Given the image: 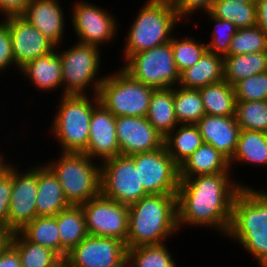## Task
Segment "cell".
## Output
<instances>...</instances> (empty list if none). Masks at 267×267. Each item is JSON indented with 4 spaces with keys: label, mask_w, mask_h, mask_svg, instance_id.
I'll list each match as a JSON object with an SVG mask.
<instances>
[{
    "label": "cell",
    "mask_w": 267,
    "mask_h": 267,
    "mask_svg": "<svg viewBox=\"0 0 267 267\" xmlns=\"http://www.w3.org/2000/svg\"><path fill=\"white\" fill-rule=\"evenodd\" d=\"M242 186L248 185L231 180L230 173L180 178L177 191L178 229L184 224L212 227L226 236L231 223L234 197Z\"/></svg>",
    "instance_id": "6da1fadb"
},
{
    "label": "cell",
    "mask_w": 267,
    "mask_h": 267,
    "mask_svg": "<svg viewBox=\"0 0 267 267\" xmlns=\"http://www.w3.org/2000/svg\"><path fill=\"white\" fill-rule=\"evenodd\" d=\"M267 51V34L257 25L237 29L233 36L228 55H241Z\"/></svg>",
    "instance_id": "8d00e7d4"
},
{
    "label": "cell",
    "mask_w": 267,
    "mask_h": 267,
    "mask_svg": "<svg viewBox=\"0 0 267 267\" xmlns=\"http://www.w3.org/2000/svg\"><path fill=\"white\" fill-rule=\"evenodd\" d=\"M254 256L259 267H267V192L242 186L232 205L226 234Z\"/></svg>",
    "instance_id": "3957f363"
},
{
    "label": "cell",
    "mask_w": 267,
    "mask_h": 267,
    "mask_svg": "<svg viewBox=\"0 0 267 267\" xmlns=\"http://www.w3.org/2000/svg\"><path fill=\"white\" fill-rule=\"evenodd\" d=\"M227 1H233L241 4H256V0H227Z\"/></svg>",
    "instance_id": "816d5d0a"
},
{
    "label": "cell",
    "mask_w": 267,
    "mask_h": 267,
    "mask_svg": "<svg viewBox=\"0 0 267 267\" xmlns=\"http://www.w3.org/2000/svg\"><path fill=\"white\" fill-rule=\"evenodd\" d=\"M12 233L0 226V253L6 248V246L10 243Z\"/></svg>",
    "instance_id": "7dc6e473"
},
{
    "label": "cell",
    "mask_w": 267,
    "mask_h": 267,
    "mask_svg": "<svg viewBox=\"0 0 267 267\" xmlns=\"http://www.w3.org/2000/svg\"><path fill=\"white\" fill-rule=\"evenodd\" d=\"M77 43V44H76ZM71 48L59 51L62 65V95H88L86 89L97 95L105 76L98 77L100 71L101 54L98 46L76 42ZM98 77V78H97ZM90 86V88H89Z\"/></svg>",
    "instance_id": "52a82bcc"
},
{
    "label": "cell",
    "mask_w": 267,
    "mask_h": 267,
    "mask_svg": "<svg viewBox=\"0 0 267 267\" xmlns=\"http://www.w3.org/2000/svg\"><path fill=\"white\" fill-rule=\"evenodd\" d=\"M19 233L29 242L48 247L61 256V241L56 216H37Z\"/></svg>",
    "instance_id": "4dcf8cb0"
},
{
    "label": "cell",
    "mask_w": 267,
    "mask_h": 267,
    "mask_svg": "<svg viewBox=\"0 0 267 267\" xmlns=\"http://www.w3.org/2000/svg\"><path fill=\"white\" fill-rule=\"evenodd\" d=\"M51 267H73L71 262L66 257H61L53 266Z\"/></svg>",
    "instance_id": "c3c4849f"
},
{
    "label": "cell",
    "mask_w": 267,
    "mask_h": 267,
    "mask_svg": "<svg viewBox=\"0 0 267 267\" xmlns=\"http://www.w3.org/2000/svg\"><path fill=\"white\" fill-rule=\"evenodd\" d=\"M154 90L120 67L118 72L105 76L97 95L99 102L115 117H146Z\"/></svg>",
    "instance_id": "ba28073f"
},
{
    "label": "cell",
    "mask_w": 267,
    "mask_h": 267,
    "mask_svg": "<svg viewBox=\"0 0 267 267\" xmlns=\"http://www.w3.org/2000/svg\"><path fill=\"white\" fill-rule=\"evenodd\" d=\"M205 113L213 116H235L234 86L222 80L199 89Z\"/></svg>",
    "instance_id": "f546056e"
},
{
    "label": "cell",
    "mask_w": 267,
    "mask_h": 267,
    "mask_svg": "<svg viewBox=\"0 0 267 267\" xmlns=\"http://www.w3.org/2000/svg\"><path fill=\"white\" fill-rule=\"evenodd\" d=\"M59 155L58 160H50L46 165L56 175L70 205L84 204L101 193L99 163L84 153Z\"/></svg>",
    "instance_id": "8992f818"
},
{
    "label": "cell",
    "mask_w": 267,
    "mask_h": 267,
    "mask_svg": "<svg viewBox=\"0 0 267 267\" xmlns=\"http://www.w3.org/2000/svg\"><path fill=\"white\" fill-rule=\"evenodd\" d=\"M19 71L42 91L51 92L63 87L61 59L56 48L44 56L27 62Z\"/></svg>",
    "instance_id": "44dd1931"
},
{
    "label": "cell",
    "mask_w": 267,
    "mask_h": 267,
    "mask_svg": "<svg viewBox=\"0 0 267 267\" xmlns=\"http://www.w3.org/2000/svg\"><path fill=\"white\" fill-rule=\"evenodd\" d=\"M121 68L133 79L155 90L176 87L180 79L170 41L131 55Z\"/></svg>",
    "instance_id": "9c48e42d"
},
{
    "label": "cell",
    "mask_w": 267,
    "mask_h": 267,
    "mask_svg": "<svg viewBox=\"0 0 267 267\" xmlns=\"http://www.w3.org/2000/svg\"><path fill=\"white\" fill-rule=\"evenodd\" d=\"M267 71V51L224 57V80L234 86L242 79Z\"/></svg>",
    "instance_id": "f1b7e54d"
},
{
    "label": "cell",
    "mask_w": 267,
    "mask_h": 267,
    "mask_svg": "<svg viewBox=\"0 0 267 267\" xmlns=\"http://www.w3.org/2000/svg\"><path fill=\"white\" fill-rule=\"evenodd\" d=\"M127 254L123 241L88 235L66 256L73 267H111Z\"/></svg>",
    "instance_id": "e0dca14e"
},
{
    "label": "cell",
    "mask_w": 267,
    "mask_h": 267,
    "mask_svg": "<svg viewBox=\"0 0 267 267\" xmlns=\"http://www.w3.org/2000/svg\"><path fill=\"white\" fill-rule=\"evenodd\" d=\"M234 89L236 101L267 100V71L240 80Z\"/></svg>",
    "instance_id": "ab89813d"
},
{
    "label": "cell",
    "mask_w": 267,
    "mask_h": 267,
    "mask_svg": "<svg viewBox=\"0 0 267 267\" xmlns=\"http://www.w3.org/2000/svg\"><path fill=\"white\" fill-rule=\"evenodd\" d=\"M0 267H22L19 253L10 243L0 253Z\"/></svg>",
    "instance_id": "f6af8a7d"
},
{
    "label": "cell",
    "mask_w": 267,
    "mask_h": 267,
    "mask_svg": "<svg viewBox=\"0 0 267 267\" xmlns=\"http://www.w3.org/2000/svg\"><path fill=\"white\" fill-rule=\"evenodd\" d=\"M176 128L164 138V146L180 166L204 142L196 124H179Z\"/></svg>",
    "instance_id": "4316f807"
},
{
    "label": "cell",
    "mask_w": 267,
    "mask_h": 267,
    "mask_svg": "<svg viewBox=\"0 0 267 267\" xmlns=\"http://www.w3.org/2000/svg\"><path fill=\"white\" fill-rule=\"evenodd\" d=\"M0 152V175L8 168V166L10 165V163H7L8 161H6L5 163V159L3 154Z\"/></svg>",
    "instance_id": "f907efd6"
},
{
    "label": "cell",
    "mask_w": 267,
    "mask_h": 267,
    "mask_svg": "<svg viewBox=\"0 0 267 267\" xmlns=\"http://www.w3.org/2000/svg\"><path fill=\"white\" fill-rule=\"evenodd\" d=\"M57 226L61 241V257L76 247L89 234L81 205H70L57 214Z\"/></svg>",
    "instance_id": "d4e9b609"
},
{
    "label": "cell",
    "mask_w": 267,
    "mask_h": 267,
    "mask_svg": "<svg viewBox=\"0 0 267 267\" xmlns=\"http://www.w3.org/2000/svg\"><path fill=\"white\" fill-rule=\"evenodd\" d=\"M236 162L267 166V133L240 129L236 151L229 161L230 168Z\"/></svg>",
    "instance_id": "83f0119b"
},
{
    "label": "cell",
    "mask_w": 267,
    "mask_h": 267,
    "mask_svg": "<svg viewBox=\"0 0 267 267\" xmlns=\"http://www.w3.org/2000/svg\"><path fill=\"white\" fill-rule=\"evenodd\" d=\"M9 26L13 56L18 70L27 62L53 51L56 46L21 15L3 19Z\"/></svg>",
    "instance_id": "2e32d148"
},
{
    "label": "cell",
    "mask_w": 267,
    "mask_h": 267,
    "mask_svg": "<svg viewBox=\"0 0 267 267\" xmlns=\"http://www.w3.org/2000/svg\"><path fill=\"white\" fill-rule=\"evenodd\" d=\"M13 184V164L0 175V226L8 229L9 205Z\"/></svg>",
    "instance_id": "60d3db41"
},
{
    "label": "cell",
    "mask_w": 267,
    "mask_h": 267,
    "mask_svg": "<svg viewBox=\"0 0 267 267\" xmlns=\"http://www.w3.org/2000/svg\"><path fill=\"white\" fill-rule=\"evenodd\" d=\"M71 23L78 42L99 47L112 42L118 31L117 19L93 2L77 1L73 4ZM103 44V45H102Z\"/></svg>",
    "instance_id": "4fadbf2b"
},
{
    "label": "cell",
    "mask_w": 267,
    "mask_h": 267,
    "mask_svg": "<svg viewBox=\"0 0 267 267\" xmlns=\"http://www.w3.org/2000/svg\"><path fill=\"white\" fill-rule=\"evenodd\" d=\"M144 4L128 31L122 55L125 61L135 53L169 42L174 27L182 22L173 0H147Z\"/></svg>",
    "instance_id": "277c9868"
},
{
    "label": "cell",
    "mask_w": 267,
    "mask_h": 267,
    "mask_svg": "<svg viewBox=\"0 0 267 267\" xmlns=\"http://www.w3.org/2000/svg\"><path fill=\"white\" fill-rule=\"evenodd\" d=\"M11 65L17 67L13 56L9 26L2 20L0 22V72L9 69Z\"/></svg>",
    "instance_id": "b9f144b4"
},
{
    "label": "cell",
    "mask_w": 267,
    "mask_h": 267,
    "mask_svg": "<svg viewBox=\"0 0 267 267\" xmlns=\"http://www.w3.org/2000/svg\"><path fill=\"white\" fill-rule=\"evenodd\" d=\"M115 121L116 117L101 103L93 109L89 141L84 154L97 161L100 159L102 162L120 155Z\"/></svg>",
    "instance_id": "ac0fdd59"
},
{
    "label": "cell",
    "mask_w": 267,
    "mask_h": 267,
    "mask_svg": "<svg viewBox=\"0 0 267 267\" xmlns=\"http://www.w3.org/2000/svg\"><path fill=\"white\" fill-rule=\"evenodd\" d=\"M224 80V57L206 51L192 67L180 73L178 86L200 89Z\"/></svg>",
    "instance_id": "603a6c76"
},
{
    "label": "cell",
    "mask_w": 267,
    "mask_h": 267,
    "mask_svg": "<svg viewBox=\"0 0 267 267\" xmlns=\"http://www.w3.org/2000/svg\"><path fill=\"white\" fill-rule=\"evenodd\" d=\"M10 244L18 251L22 267H51L61 256L54 250L27 241L19 232H14Z\"/></svg>",
    "instance_id": "1f68e13d"
},
{
    "label": "cell",
    "mask_w": 267,
    "mask_h": 267,
    "mask_svg": "<svg viewBox=\"0 0 267 267\" xmlns=\"http://www.w3.org/2000/svg\"><path fill=\"white\" fill-rule=\"evenodd\" d=\"M62 8L58 0H31L21 16L60 47L66 23Z\"/></svg>",
    "instance_id": "d6986e66"
},
{
    "label": "cell",
    "mask_w": 267,
    "mask_h": 267,
    "mask_svg": "<svg viewBox=\"0 0 267 267\" xmlns=\"http://www.w3.org/2000/svg\"><path fill=\"white\" fill-rule=\"evenodd\" d=\"M210 13L222 20L232 22L237 29L252 27L257 22V5L216 0Z\"/></svg>",
    "instance_id": "836d02e7"
},
{
    "label": "cell",
    "mask_w": 267,
    "mask_h": 267,
    "mask_svg": "<svg viewBox=\"0 0 267 267\" xmlns=\"http://www.w3.org/2000/svg\"><path fill=\"white\" fill-rule=\"evenodd\" d=\"M31 0H0V14L3 17L22 15Z\"/></svg>",
    "instance_id": "ee69618b"
},
{
    "label": "cell",
    "mask_w": 267,
    "mask_h": 267,
    "mask_svg": "<svg viewBox=\"0 0 267 267\" xmlns=\"http://www.w3.org/2000/svg\"><path fill=\"white\" fill-rule=\"evenodd\" d=\"M90 236L116 238L126 245L129 208L101 193L81 204Z\"/></svg>",
    "instance_id": "8fae6325"
},
{
    "label": "cell",
    "mask_w": 267,
    "mask_h": 267,
    "mask_svg": "<svg viewBox=\"0 0 267 267\" xmlns=\"http://www.w3.org/2000/svg\"><path fill=\"white\" fill-rule=\"evenodd\" d=\"M41 165L38 166L37 216H56L70 204L56 175L46 164Z\"/></svg>",
    "instance_id": "7402d4cb"
},
{
    "label": "cell",
    "mask_w": 267,
    "mask_h": 267,
    "mask_svg": "<svg viewBox=\"0 0 267 267\" xmlns=\"http://www.w3.org/2000/svg\"><path fill=\"white\" fill-rule=\"evenodd\" d=\"M174 110L179 124H197L206 115L199 89L174 87Z\"/></svg>",
    "instance_id": "d6a6232c"
},
{
    "label": "cell",
    "mask_w": 267,
    "mask_h": 267,
    "mask_svg": "<svg viewBox=\"0 0 267 267\" xmlns=\"http://www.w3.org/2000/svg\"><path fill=\"white\" fill-rule=\"evenodd\" d=\"M139 170L140 182L148 194L177 193L179 165L167 153L166 147L132 155Z\"/></svg>",
    "instance_id": "7c38bea8"
},
{
    "label": "cell",
    "mask_w": 267,
    "mask_h": 267,
    "mask_svg": "<svg viewBox=\"0 0 267 267\" xmlns=\"http://www.w3.org/2000/svg\"><path fill=\"white\" fill-rule=\"evenodd\" d=\"M170 42L179 73L196 64L207 51L205 43H199L195 38L189 36L182 37L181 40L172 36Z\"/></svg>",
    "instance_id": "74e56055"
},
{
    "label": "cell",
    "mask_w": 267,
    "mask_h": 267,
    "mask_svg": "<svg viewBox=\"0 0 267 267\" xmlns=\"http://www.w3.org/2000/svg\"><path fill=\"white\" fill-rule=\"evenodd\" d=\"M216 0H173L178 18L185 21L198 10L209 13Z\"/></svg>",
    "instance_id": "7bdbcfd3"
},
{
    "label": "cell",
    "mask_w": 267,
    "mask_h": 267,
    "mask_svg": "<svg viewBox=\"0 0 267 267\" xmlns=\"http://www.w3.org/2000/svg\"><path fill=\"white\" fill-rule=\"evenodd\" d=\"M206 14L216 26L211 33L212 39L206 43L207 50L222 57L228 56L231 40L237 31L236 26L232 22L213 16L210 12Z\"/></svg>",
    "instance_id": "f35d334b"
},
{
    "label": "cell",
    "mask_w": 267,
    "mask_h": 267,
    "mask_svg": "<svg viewBox=\"0 0 267 267\" xmlns=\"http://www.w3.org/2000/svg\"><path fill=\"white\" fill-rule=\"evenodd\" d=\"M257 22L256 25L267 34V0H256Z\"/></svg>",
    "instance_id": "bcb514c9"
},
{
    "label": "cell",
    "mask_w": 267,
    "mask_h": 267,
    "mask_svg": "<svg viewBox=\"0 0 267 267\" xmlns=\"http://www.w3.org/2000/svg\"><path fill=\"white\" fill-rule=\"evenodd\" d=\"M229 160L212 145L203 143L179 166L180 178L197 175L231 173Z\"/></svg>",
    "instance_id": "cb8c5ba5"
},
{
    "label": "cell",
    "mask_w": 267,
    "mask_h": 267,
    "mask_svg": "<svg viewBox=\"0 0 267 267\" xmlns=\"http://www.w3.org/2000/svg\"><path fill=\"white\" fill-rule=\"evenodd\" d=\"M128 208L127 249L166 243L179 231L177 193L149 194Z\"/></svg>",
    "instance_id": "7a4b0ae2"
},
{
    "label": "cell",
    "mask_w": 267,
    "mask_h": 267,
    "mask_svg": "<svg viewBox=\"0 0 267 267\" xmlns=\"http://www.w3.org/2000/svg\"><path fill=\"white\" fill-rule=\"evenodd\" d=\"M165 243L127 249L131 267H177Z\"/></svg>",
    "instance_id": "e575fe53"
},
{
    "label": "cell",
    "mask_w": 267,
    "mask_h": 267,
    "mask_svg": "<svg viewBox=\"0 0 267 267\" xmlns=\"http://www.w3.org/2000/svg\"><path fill=\"white\" fill-rule=\"evenodd\" d=\"M115 127L121 155L150 152L164 145V137L146 117L119 116Z\"/></svg>",
    "instance_id": "9a60e30c"
},
{
    "label": "cell",
    "mask_w": 267,
    "mask_h": 267,
    "mask_svg": "<svg viewBox=\"0 0 267 267\" xmlns=\"http://www.w3.org/2000/svg\"><path fill=\"white\" fill-rule=\"evenodd\" d=\"M235 118L240 129L267 133V100L236 101Z\"/></svg>",
    "instance_id": "d590c367"
},
{
    "label": "cell",
    "mask_w": 267,
    "mask_h": 267,
    "mask_svg": "<svg viewBox=\"0 0 267 267\" xmlns=\"http://www.w3.org/2000/svg\"><path fill=\"white\" fill-rule=\"evenodd\" d=\"M196 125L200 130L203 142L212 145L230 161L236 151L240 132L235 116L206 114Z\"/></svg>",
    "instance_id": "ffe728a7"
},
{
    "label": "cell",
    "mask_w": 267,
    "mask_h": 267,
    "mask_svg": "<svg viewBox=\"0 0 267 267\" xmlns=\"http://www.w3.org/2000/svg\"><path fill=\"white\" fill-rule=\"evenodd\" d=\"M38 165L20 172L13 165V184L8 215V230L19 232L37 217Z\"/></svg>",
    "instance_id": "5bb4252c"
},
{
    "label": "cell",
    "mask_w": 267,
    "mask_h": 267,
    "mask_svg": "<svg viewBox=\"0 0 267 267\" xmlns=\"http://www.w3.org/2000/svg\"><path fill=\"white\" fill-rule=\"evenodd\" d=\"M111 267H131L128 255L126 254L118 263L112 265Z\"/></svg>",
    "instance_id": "681fc988"
},
{
    "label": "cell",
    "mask_w": 267,
    "mask_h": 267,
    "mask_svg": "<svg viewBox=\"0 0 267 267\" xmlns=\"http://www.w3.org/2000/svg\"><path fill=\"white\" fill-rule=\"evenodd\" d=\"M91 97L79 94L61 96L50 128L61 152L83 153L87 149L92 112L100 103L98 95Z\"/></svg>",
    "instance_id": "5b68a950"
},
{
    "label": "cell",
    "mask_w": 267,
    "mask_h": 267,
    "mask_svg": "<svg viewBox=\"0 0 267 267\" xmlns=\"http://www.w3.org/2000/svg\"><path fill=\"white\" fill-rule=\"evenodd\" d=\"M146 118L164 138L179 125L174 110V87L153 91Z\"/></svg>",
    "instance_id": "484cf974"
},
{
    "label": "cell",
    "mask_w": 267,
    "mask_h": 267,
    "mask_svg": "<svg viewBox=\"0 0 267 267\" xmlns=\"http://www.w3.org/2000/svg\"><path fill=\"white\" fill-rule=\"evenodd\" d=\"M101 194L130 206L149 195L140 182L132 156L118 155L100 164Z\"/></svg>",
    "instance_id": "30bf717a"
}]
</instances>
